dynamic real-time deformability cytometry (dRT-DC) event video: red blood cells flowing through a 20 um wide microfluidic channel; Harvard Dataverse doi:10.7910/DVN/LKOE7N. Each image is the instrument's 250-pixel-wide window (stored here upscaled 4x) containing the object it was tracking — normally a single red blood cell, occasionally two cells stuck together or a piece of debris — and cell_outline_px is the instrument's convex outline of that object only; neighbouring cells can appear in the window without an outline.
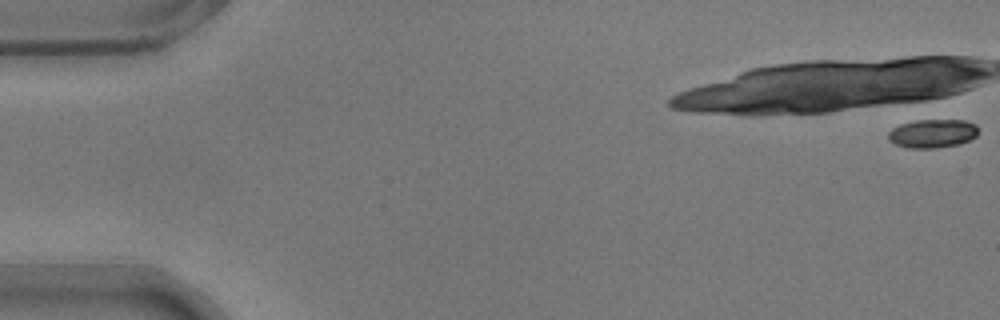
{"species": "common noctule bat (a hibernating species)", "species_latin": "Nyctalus noctula", "temperature_condition": "warm", "stored_images_in_passage": 2, "camera_frame_rate_fps": 3000, "um_per_image_px": 0.085, "animal": {"sex": "male", "body_mass_g": 17.9}, "frame": {"image": 1, "passage_image": 1, "time_ms": 0.0, "image_size_px": [1000, 320], "cell_outline_px": [[976, 136], [960, 144], [936, 148], [908, 148], [896, 144], [888, 140], [888, 132], [892, 128], [900, 124], [924, 116], [928, 116], [964, 120], [976, 124]], "centroid_in_image_um": [79.23, 11.28], "position_along_channel_um": 5.8, "area_um2": 15.84}}